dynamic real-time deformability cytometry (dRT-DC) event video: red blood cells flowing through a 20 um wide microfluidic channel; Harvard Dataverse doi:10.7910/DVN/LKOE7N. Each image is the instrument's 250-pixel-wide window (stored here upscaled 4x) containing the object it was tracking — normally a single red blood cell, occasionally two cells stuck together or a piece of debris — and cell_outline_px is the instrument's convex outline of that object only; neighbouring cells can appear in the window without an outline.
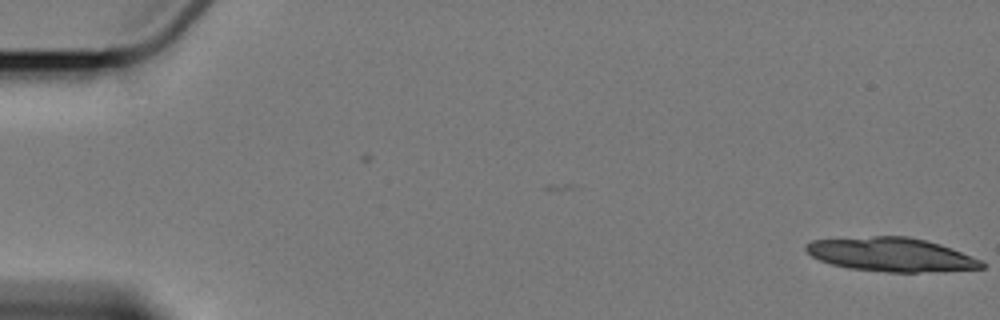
{"species": "Egyptian fruit bat (a non-hibernating species)", "species_latin": "Rousettus aegyptiacus", "temperature_condition": "cold", "stored_images_in_passage": 2, "camera_frame_rate_fps": 3000, "um_per_image_px": 0.085, "animal": {"sex": "female"}, "frame": {"image": 1, "passage_image": 2, "time_ms": 2.0, "image_size_px": [1000, 320], "cell_outline_px": [[984, 268], [916, 272], [888, 272], [848, 268], [832, 264], [820, 260], [812, 256], [804, 248], [804, 244], [812, 240], [872, 236], [908, 236], [940, 244], [952, 248], [972, 256], [980, 260], [984, 264]], "centroid_in_image_um": [75.72, 21.63], "position_along_channel_um": 9.3, "area_um2": 34.39}}